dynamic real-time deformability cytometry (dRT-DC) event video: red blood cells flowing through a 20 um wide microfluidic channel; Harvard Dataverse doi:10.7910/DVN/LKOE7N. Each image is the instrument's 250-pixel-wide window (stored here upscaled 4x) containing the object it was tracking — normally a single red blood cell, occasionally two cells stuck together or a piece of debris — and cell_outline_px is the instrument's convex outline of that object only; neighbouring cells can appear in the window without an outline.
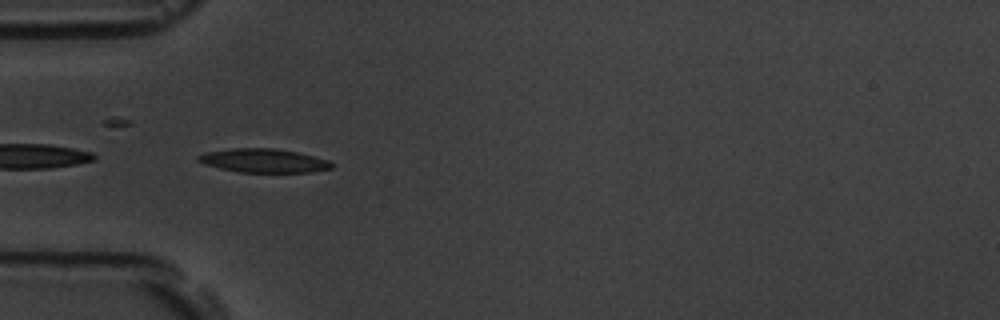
{"species": "common noctule bat (a hibernating species)", "species_latin": "Nyctalus noctula", "temperature_condition": "room temperature", "stored_images_in_passage": 41, "camera_frame_rate_fps": 3000, "um_per_image_px": 0.085, "animal": {"sex": "male", "body_mass_g": 19.5, "forearm_length_mm": 54.6}, "frame": {"image": 1, "passage_image": 1, "time_ms": 0.0, "image_size_px": [1000, 320], "cell_outline_px": [[332, 168], [312, 172], [240, 172], [220, 168], [204, 164], [196, 160], [196, 156], [204, 152], [232, 148], [276, 148], [296, 152], [328, 160], [332, 164]], "centroid_in_image_um": [22.36, 13.65], "position_along_channel_um": 62.6, "area_um2": 18.44}}
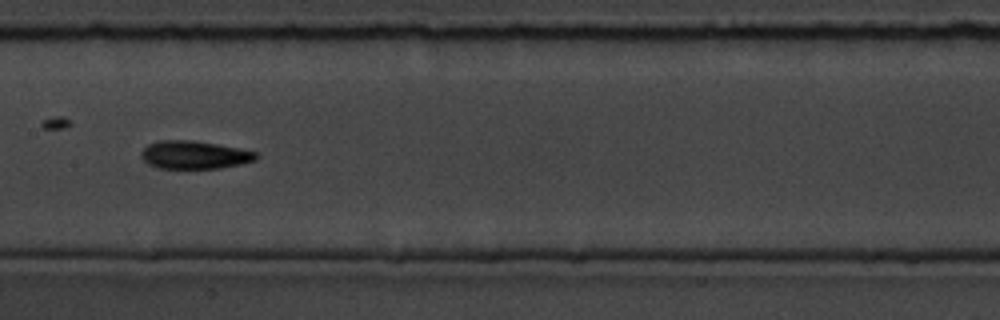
{"frame": {"image": 2, "passage_image": 12, "time_ms": 3.667, "image_size_px": [1000, 320], "cell_outline_px": [[260, 156], [256, 160], [240, 164], [220, 168], [160, 168], [148, 164], [140, 156], [140, 152], [148, 144], [160, 140], [192, 140], [216, 144], [256, 152]], "centroid_in_image_um": [16.51, 13.16], "position_along_channel_um": 190.9, "area_um2": 18.67}}
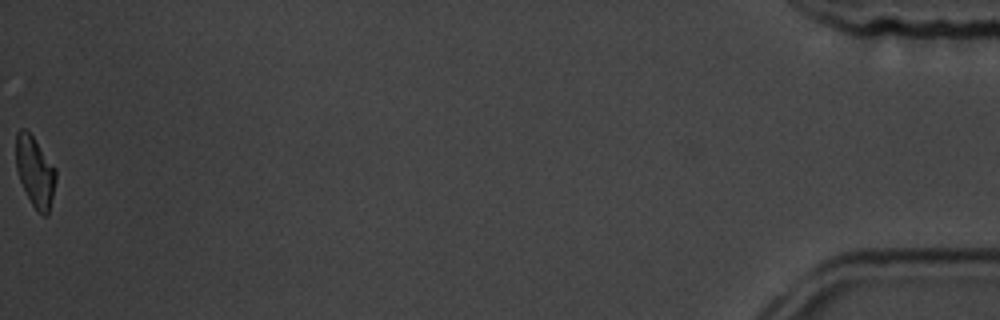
{"frame": {"image": 3, "passage_image": 41, "time_ms": 13.333, "image_size_px": [1000, 320], "cell_outline_px": [[56, 180], [48, 216], [44, 216], [32, 204], [20, 180], [16, 168], [16, 132], [20, 128], [24, 128], [32, 136], [56, 168]], "centroid_in_image_um": [2.98, 14.57], "position_along_channel_um": 432.2, "area_um2": 16.13}, "authors_computed_cell_mechanics": {"area_um2": 17.7446, "velocity_mm_per_s": 3.5506, "shape_relaxation_time_tau1_ms": 5.1157, "shape_relaxation_time_tau2_ms": 6.9036, "deformation_change_tau1": 0.1434, "deformation_change_tau2": 0.1472}}